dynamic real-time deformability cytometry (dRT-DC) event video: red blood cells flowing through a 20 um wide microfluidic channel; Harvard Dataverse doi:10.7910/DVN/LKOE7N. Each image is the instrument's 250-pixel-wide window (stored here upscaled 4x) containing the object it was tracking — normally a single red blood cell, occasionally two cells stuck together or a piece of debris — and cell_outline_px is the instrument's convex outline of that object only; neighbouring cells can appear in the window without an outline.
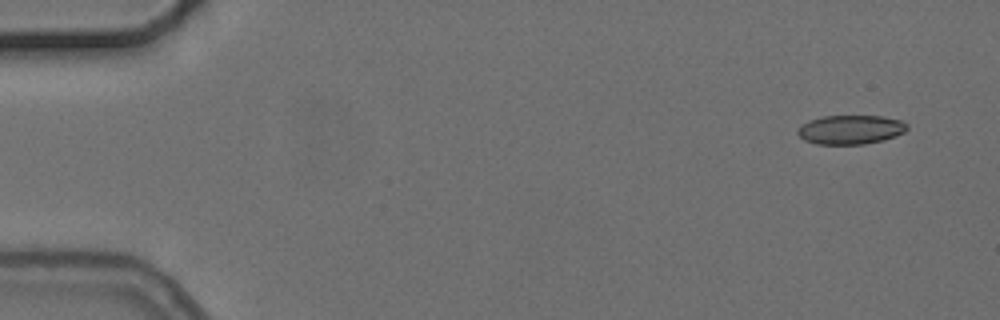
{"species": "common noctule bat (a hibernating species)", "species_latin": "Nyctalus noctula", "temperature_condition": "cold", "stored_images_in_passage": 5, "camera_frame_rate_fps": 3000, "um_per_image_px": 0.085, "animal": {"sex": "female", "body_mass_g": 24.6, "forearm_length_mm": 56.2}, "frame": {"image": 1, "passage_image": 1, "time_ms": 0.0, "image_size_px": [1000, 320], "cell_outline_px": [[908, 128], [904, 132], [896, 136], [884, 140], [864, 144], [816, 144], [804, 140], [796, 132], [808, 120], [824, 116], [884, 116], [900, 120], [908, 124]], "centroid_in_image_um": [72.33, 11.02], "position_along_channel_um": 12.7, "area_um2": 18.55}}
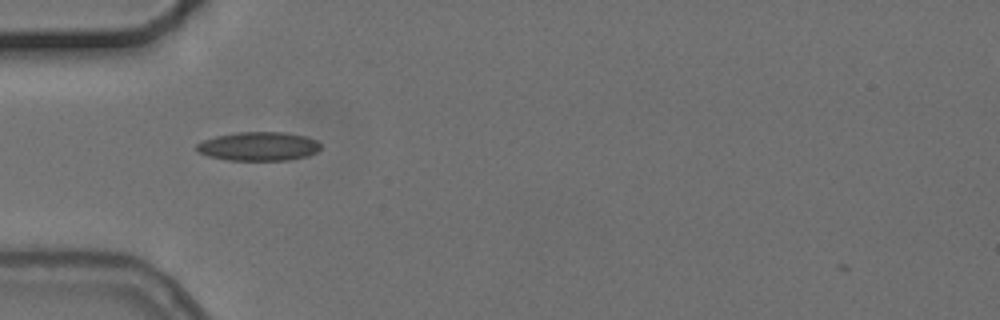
{"frame": {"image": 2, "passage_image": 4, "time_ms": 4.667, "image_size_px": [1000, 320], "cell_outline_px": [[320, 148], [316, 152], [308, 156], [288, 160], [228, 160], [208, 156], [196, 152], [196, 144], [204, 140], [216, 136], [236, 132], [284, 132], [304, 136], [316, 140], [320, 144]], "centroid_in_image_um": [21.96, 12.44], "position_along_channel_um": 63.0, "area_um2": 20.87}}
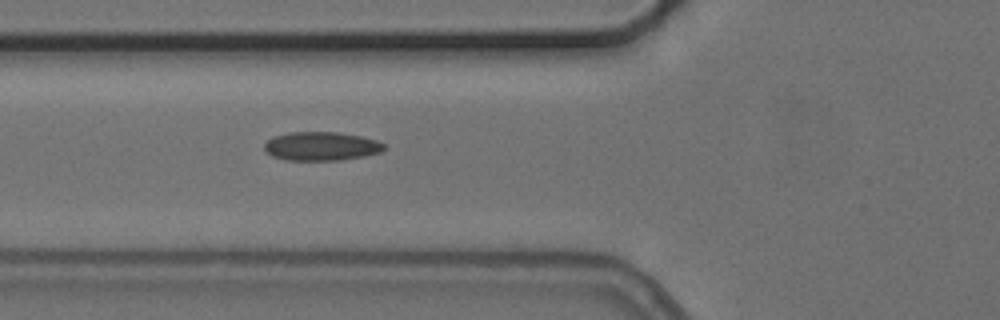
{"frame": {"image": 3, "passage_image": 5, "time_ms": 5.667, "image_size_px": [1000, 320], "cell_outline_px": [[384, 148], [380, 152], [364, 156], [340, 160], [284, 160], [272, 156], [264, 152], [264, 144], [272, 136], [288, 132], [336, 132], [360, 136], [376, 140], [384, 144]], "centroid_in_image_um": [27.24, 12.43], "position_along_channel_um": 98.6, "area_um2": 20.11}}